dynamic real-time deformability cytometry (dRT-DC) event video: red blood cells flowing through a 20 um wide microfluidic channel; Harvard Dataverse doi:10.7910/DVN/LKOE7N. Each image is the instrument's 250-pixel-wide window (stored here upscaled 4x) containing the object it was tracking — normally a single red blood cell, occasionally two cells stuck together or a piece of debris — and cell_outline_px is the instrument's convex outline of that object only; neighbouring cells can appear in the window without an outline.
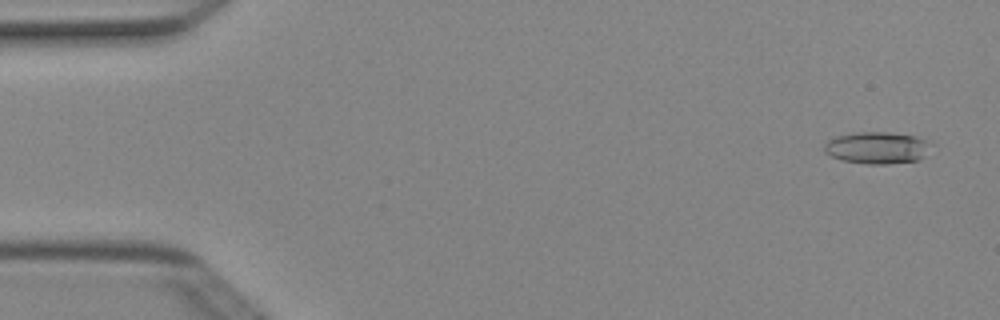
{"species": "Egyptian fruit bat (a non-hibernating species)", "species_latin": "Rousettus aegyptiacus", "temperature_condition": "cold", "stored_images_in_passage": 4, "segment_of_instrument_passage": [2, 2], "camera_frame_rate_fps": 3000, "um_per_image_px": 0.085, "animal": {"sex": "female"}, "frame": {"image": 1, "passage_image": 4, "time_ms": 1.0, "image_size_px": [1000, 320], "cell_outline_px": [[928, 140], [924, 156], [920, 160], [888, 164], [868, 164], [844, 160], [832, 156], [824, 152], [824, 144], [828, 140], [836, 136], [860, 132], [888, 132], [916, 136]], "centroid_in_image_um": [74.52, 12.56], "position_along_channel_um": 10.5, "area_um2": 19.59}}